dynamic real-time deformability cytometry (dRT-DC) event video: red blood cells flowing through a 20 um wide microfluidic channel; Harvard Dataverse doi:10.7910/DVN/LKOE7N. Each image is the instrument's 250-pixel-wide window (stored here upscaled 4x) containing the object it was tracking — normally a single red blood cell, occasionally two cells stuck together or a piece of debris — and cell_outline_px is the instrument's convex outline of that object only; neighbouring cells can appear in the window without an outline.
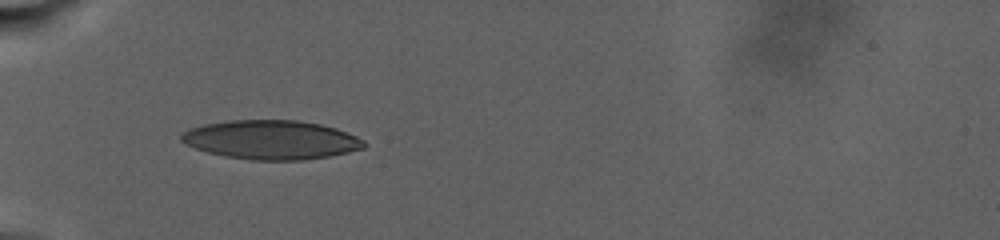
{"species": "human", "species_latin": "Homo sapiens", "temperature_condition": "warm", "stored_images_in_passage": 77, "camera_frame_rate_fps": 3000, "um_per_image_px": 0.085, "donor": {"sex": "male"}, "frame": {"image": 1, "passage_image": 1, "time_ms": 0.0, "image_size_px": [1000, 240], "cell_outline_px": [[364, 148], [348, 152], [328, 156], [304, 160], [252, 160], [224, 156], [208, 152], [196, 148], [180, 140], [180, 136], [188, 128], [204, 124], [228, 120], [300, 120], [320, 124], [336, 128], [356, 136], [364, 140]], "centroid_in_image_um": [23.04, 11.87], "position_along_channel_um": 62.0, "area_um2": 41.5}}
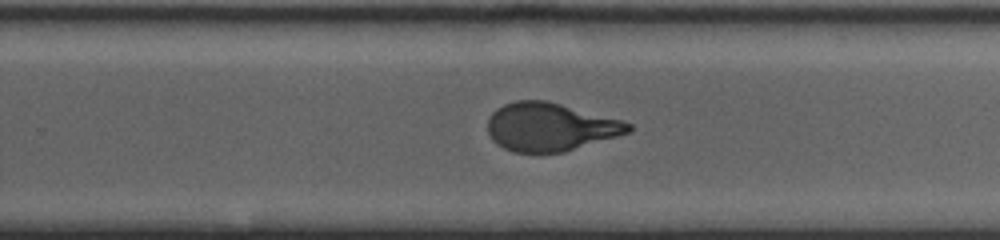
{"frame": {"image": 2, "passage_image": 40, "time_ms": 9.333, "image_size_px": [1000, 240], "cell_outline_px": [[632, 128], [628, 132], [616, 136], [564, 152], [512, 152], [496, 144], [492, 140], [488, 132], [488, 120], [492, 112], [496, 108], [504, 104], [516, 100], [548, 100], [620, 120], [632, 124]], "centroid_in_image_um": [46.71, 10.78], "position_along_channel_um": 283.1, "area_um2": 39.3}}
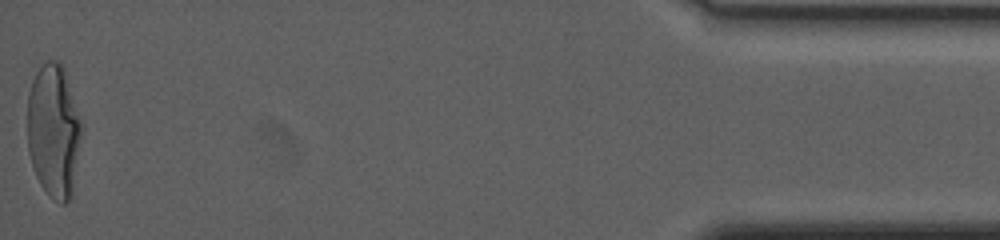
{"frame": {"image": 3, "passage_image": 77, "time_ms": 18.333, "image_size_px": [1000, 240], "cell_outline_px": [[84, 128], [72, 200], [64, 204], [60, 204], [52, 200], [40, 184], [36, 176], [28, 152], [28, 92], [32, 80], [36, 72], [48, 60], [60, 60], [64, 68]], "centroid_in_image_um": [4.6, 11.18], "position_along_channel_um": 430.6, "area_um2": 43.18}}